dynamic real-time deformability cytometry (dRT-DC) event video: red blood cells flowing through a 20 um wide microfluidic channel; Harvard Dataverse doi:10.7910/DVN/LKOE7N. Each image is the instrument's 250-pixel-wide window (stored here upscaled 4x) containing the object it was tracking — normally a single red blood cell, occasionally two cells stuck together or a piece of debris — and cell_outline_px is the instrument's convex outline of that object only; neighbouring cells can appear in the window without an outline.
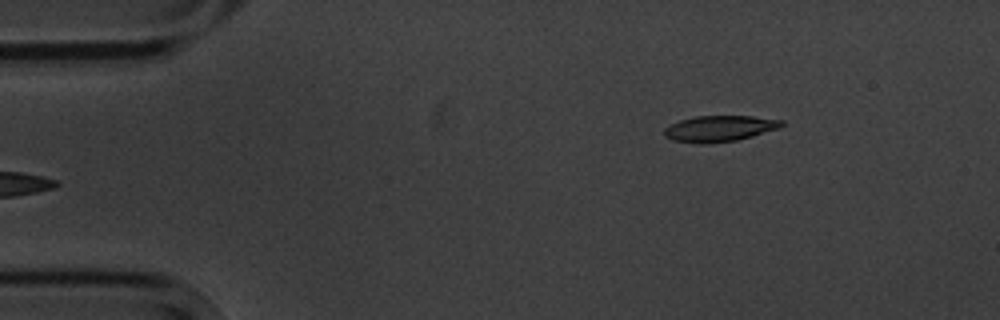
{"species": "common noctule bat (a hibernating species)", "species_latin": "Nyctalus noctula", "temperature_condition": "cold", "stored_images_in_passage": 4, "camera_frame_rate_fps": 3000, "um_per_image_px": 0.085, "animal": {"sex": "male", "body_mass_g": 20.1, "forearm_length_mm": 53.5}, "frame": {"image": 1, "passage_image": 4, "time_ms": 4.333, "image_size_px": [1000, 320], "cell_outline_px": [[784, 124], [780, 128], [752, 136], [736, 140], [708, 144], [700, 144], [672, 140], [664, 136], [664, 128], [680, 120], [696, 116], [752, 116], [784, 120]], "centroid_in_image_um": [61.16, 10.93], "position_along_channel_um": 23.8, "area_um2": 17.86}}